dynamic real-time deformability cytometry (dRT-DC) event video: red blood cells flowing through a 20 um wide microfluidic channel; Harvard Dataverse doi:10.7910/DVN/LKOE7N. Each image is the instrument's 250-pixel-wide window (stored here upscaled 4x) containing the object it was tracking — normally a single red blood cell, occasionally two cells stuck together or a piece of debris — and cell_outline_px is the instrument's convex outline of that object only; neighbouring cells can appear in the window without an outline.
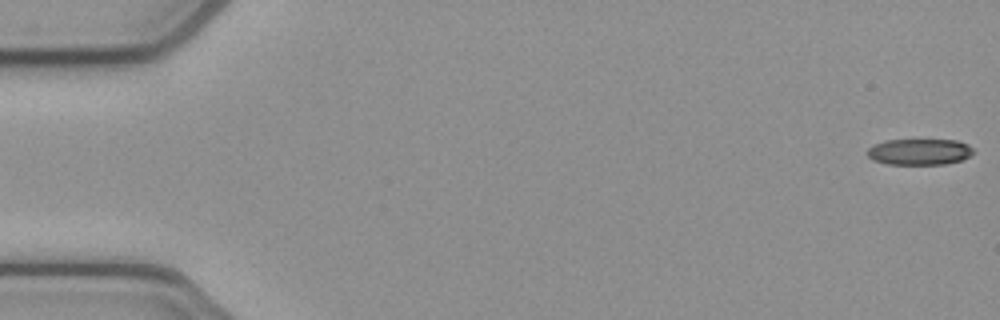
{"species": "common noctule bat (a hibernating species)", "species_latin": "Nyctalus noctula", "temperature_condition": "cold", "stored_images_in_passage": 53, "camera_frame_rate_fps": 3000, "um_per_image_px": 0.085, "animal": {"sex": "female", "body_mass_g": 21.9}, "frame": {"image": 1, "passage_image": 1, "time_ms": 0.0, "image_size_px": [1000, 320], "cell_outline_px": [[972, 152], [968, 156], [960, 160], [944, 164], [888, 164], [872, 160], [868, 156], [868, 148], [876, 144], [888, 140], [956, 140], [968, 144], [972, 148]], "centroid_in_image_um": [78.14, 12.9], "position_along_channel_um": 6.9, "area_um2": 15.9}}
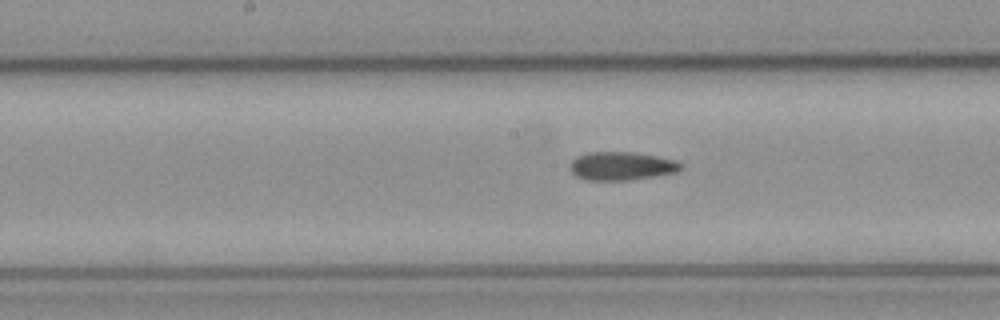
{"frame": {"image": 2, "passage_image": 27, "time_ms": 8.667, "image_size_px": [1000, 320], "cell_outline_px": [[684, 168], [676, 172], [628, 180], [588, 180], [576, 176], [568, 168], [568, 164], [576, 156], [588, 152], [632, 152], [656, 156], [676, 160]], "centroid_in_image_um": [52.78, 14.1], "position_along_channel_um": 195.4, "area_um2": 18.32}}
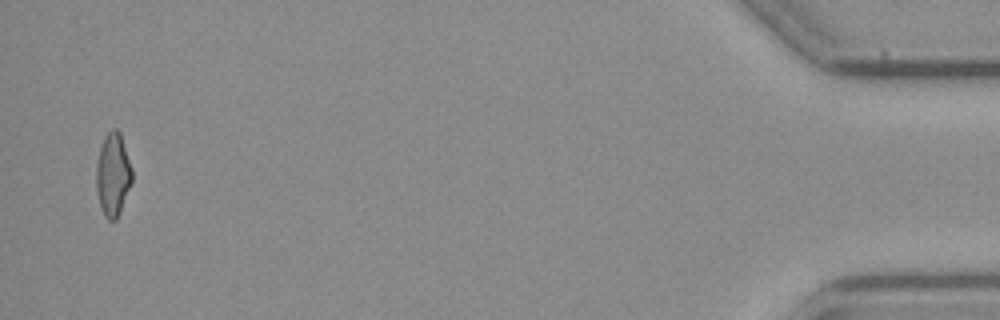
{"frame": {"image": 3, "passage_image": 52, "time_ms": 17.0, "image_size_px": [1000, 320], "cell_outline_px": [[132, 180], [120, 212], [116, 220], [108, 220], [104, 216], [100, 208], [96, 188], [96, 164], [100, 148], [104, 136], [112, 128], [116, 128], [120, 132], [132, 168]], "centroid_in_image_um": [9.59, 14.84], "position_along_channel_um": 425.6, "area_um2": 17.4}, "authors_computed_cell_mechanics": {"area_um2": 17.9758, "velocity_mm_per_s": 3.8714, "shape_relaxation_time_tau1_ms": null, "shape_relaxation_time_tau2_ms": 5.5003, "deformation_change_tau1": null, "deformation_change_tau2": 0.1334}}